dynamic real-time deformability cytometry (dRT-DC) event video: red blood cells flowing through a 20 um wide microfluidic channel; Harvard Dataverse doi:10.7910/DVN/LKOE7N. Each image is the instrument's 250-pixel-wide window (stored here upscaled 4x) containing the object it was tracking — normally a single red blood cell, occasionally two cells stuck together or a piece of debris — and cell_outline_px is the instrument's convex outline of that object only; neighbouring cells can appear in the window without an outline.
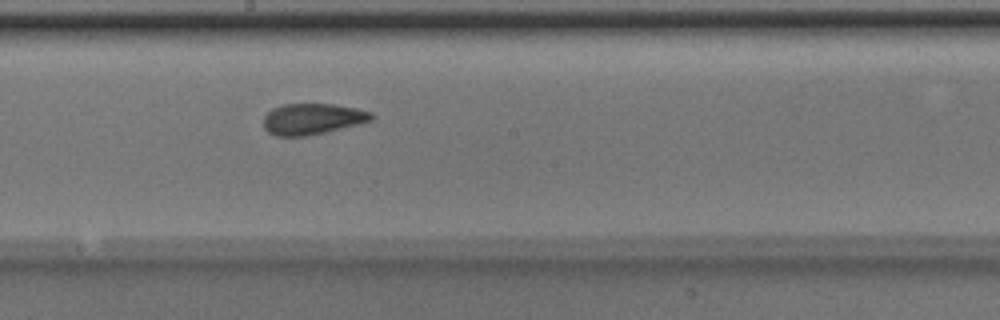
{"species": "Egyptian fruit bat (a non-hibernating species)", "species_latin": "Rousettus aegyptiacus", "temperature_condition": "room temperature", "stored_images_in_passage": 28, "camera_frame_rate_fps": 3000, "um_per_image_px": 0.085, "animal": {"sex": "male"}, "frame": {"image": 1, "passage_image": 27, "time_ms": 8.667, "image_size_px": [1000, 320], "cell_outline_px": [[376, 116], [372, 120], [328, 132], [304, 136], [276, 136], [268, 132], [264, 128], [264, 116], [272, 108], [280, 104], [332, 104], [356, 108], [372, 112]], "centroid_in_image_um": [26.55, 10.11], "position_along_channel_um": 221.6, "area_um2": 19.65}}